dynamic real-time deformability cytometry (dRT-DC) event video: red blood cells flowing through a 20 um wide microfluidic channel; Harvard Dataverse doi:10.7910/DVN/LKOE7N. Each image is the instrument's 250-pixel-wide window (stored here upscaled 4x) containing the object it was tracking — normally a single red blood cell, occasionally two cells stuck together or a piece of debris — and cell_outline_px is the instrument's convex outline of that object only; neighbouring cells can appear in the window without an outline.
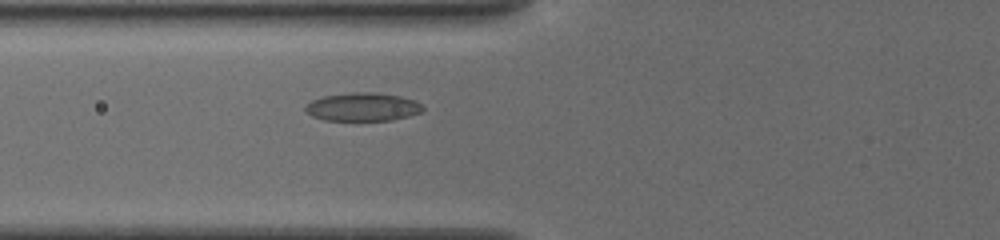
{"species": "common noctule bat (a hibernating species)", "species_latin": "Nyctalus noctula", "temperature_condition": "cold", "stored_images_in_passage": 43, "camera_frame_rate_fps": 3000, "um_per_image_px": 0.085, "animal": {"sex": "female", "body_mass_g": 19.5, "forearm_length_mm": 54.1}, "frame": {"image": 1, "passage_image": 12, "time_ms": 3.667, "image_size_px": [1000, 240], "cell_outline_px": [[424, 108], [420, 112], [408, 116], [392, 120], [324, 120], [312, 116], [304, 108], [312, 100], [324, 96], [356, 92], [368, 92], [400, 96], [416, 100]], "centroid_in_image_um": [30.84, 9.09], "position_along_channel_um": 95.0, "area_um2": 19.07}}
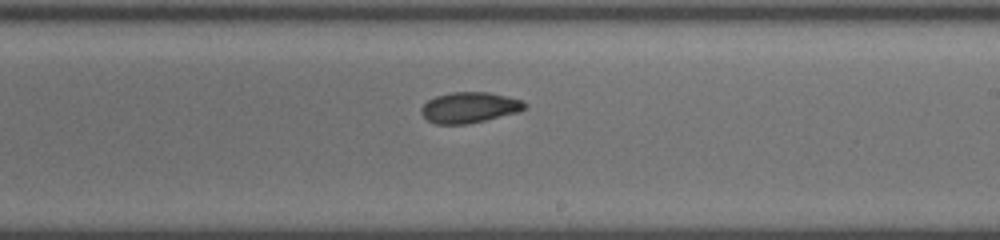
{"frame": {"image": 2, "passage_image": 24, "time_ms": 7.667, "image_size_px": [1000, 240], "cell_outline_px": [[528, 104], [524, 108], [516, 112], [468, 124], [436, 124], [428, 120], [420, 112], [420, 108], [428, 100], [436, 96], [452, 92], [488, 92], [520, 100]], "centroid_in_image_um": [39.85, 9.14], "position_along_channel_um": 249.2, "area_um2": 18.21}}
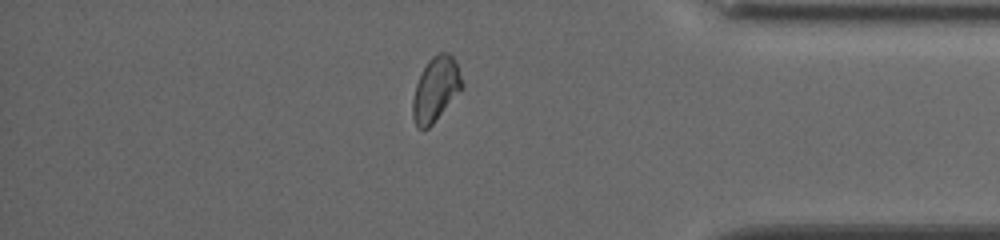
{"frame": {"image": 3, "passage_image": 37, "time_ms": 12.0, "image_size_px": [1000, 240], "cell_outline_px": [[464, 84], [432, 124], [428, 128], [416, 128], [412, 116], [412, 100], [416, 84], [428, 60], [436, 52], [448, 52], [456, 60]], "centroid_in_image_um": [37.02, 7.54], "position_along_channel_um": 398.2, "area_um2": 18.26}}